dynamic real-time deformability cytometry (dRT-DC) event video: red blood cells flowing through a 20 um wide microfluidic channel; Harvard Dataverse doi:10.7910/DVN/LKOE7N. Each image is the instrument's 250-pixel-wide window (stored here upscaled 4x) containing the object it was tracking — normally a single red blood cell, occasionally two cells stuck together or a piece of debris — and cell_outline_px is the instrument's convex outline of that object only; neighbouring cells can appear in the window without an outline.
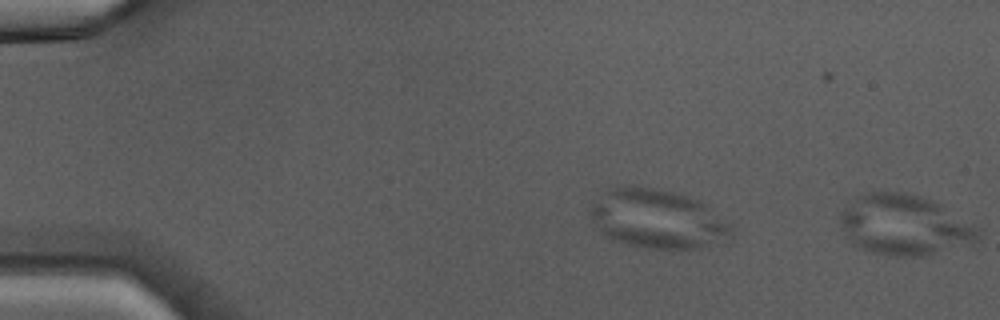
{"species": "Egyptian fruit bat (a non-hibernating species)", "species_latin": "Rousettus aegyptiacus", "temperature_condition": "warm", "stored_images_in_passage": 9, "segment_of_instrument_passage": [2, 2], "camera_frame_rate_fps": 3000, "um_per_image_px": 0.085, "animal": {"sex": "male"}, "frame": {"image": 1, "passage_image": 9, "time_ms": 2.667, "image_size_px": [1000, 320], "cell_outline_px": [[980, 236], [976, 240], [924, 256], [892, 256], [868, 252], [860, 248], [840, 228], [840, 212], [852, 200], [868, 192], [900, 192], [920, 196], [932, 200], [972, 224], [980, 232]], "centroid_in_image_um": [76.81, 19.12], "position_along_channel_um": 8.2, "area_um2": 47.57}}